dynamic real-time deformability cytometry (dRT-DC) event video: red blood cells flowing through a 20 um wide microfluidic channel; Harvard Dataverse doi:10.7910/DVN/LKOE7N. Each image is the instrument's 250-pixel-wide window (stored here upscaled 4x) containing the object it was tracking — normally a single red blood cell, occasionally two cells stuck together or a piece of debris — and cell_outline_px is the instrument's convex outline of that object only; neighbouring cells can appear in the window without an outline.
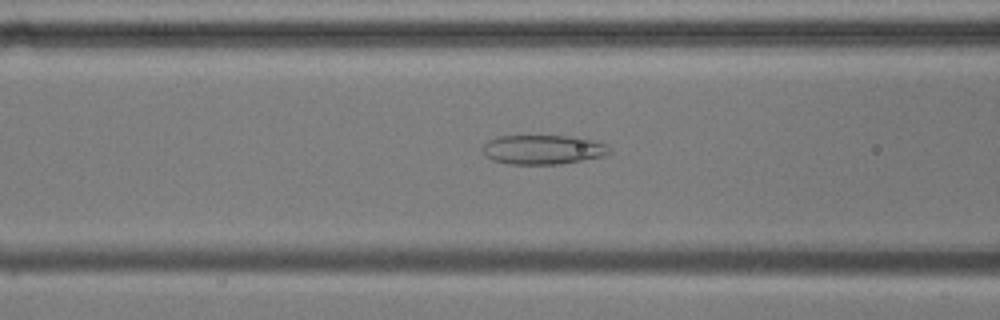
{"species": "common noctule bat (a hibernating species)", "species_latin": "Nyctalus noctula", "temperature_condition": "cold", "stored_images_in_passage": 48, "camera_frame_rate_fps": 3000, "um_per_image_px": 0.085, "animal": {"sex": "male", "body_mass_g": 17.9, "forearm_length_mm": 54.2}, "frame": {"image": 1, "passage_image": 14, "time_ms": 4.333, "image_size_px": [1000, 320], "cell_outline_px": [[612, 152], [604, 156], [560, 164], [508, 164], [492, 160], [484, 156], [484, 144], [488, 140], [500, 136], [564, 136], [588, 140], [608, 144], [612, 148]], "centroid_in_image_um": [46.16, 12.73], "position_along_channel_um": 120.4, "area_um2": 21.62}}
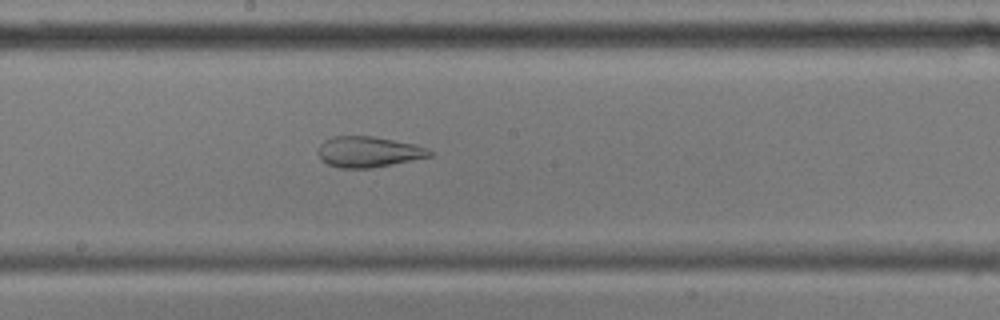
{"frame": {"image": 2, "passage_image": 22, "time_ms": 7.0, "image_size_px": [1000, 320], "cell_outline_px": [[436, 152], [432, 156], [372, 168], [340, 168], [328, 164], [320, 160], [316, 152], [320, 144], [324, 140], [332, 136], [372, 136], [416, 144], [428, 148]], "centroid_in_image_um": [31.32, 12.9], "position_along_channel_um": 216.9, "area_um2": 20.29}}
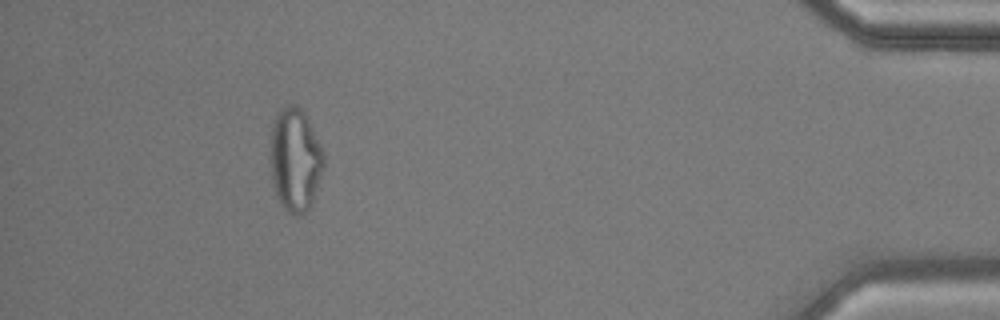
{"frame": {"image": 3, "passage_image": 43, "time_ms": 14.0, "image_size_px": [1000, 320], "cell_outline_px": [[324, 168], [312, 204], [300, 216], [296, 216], [288, 212], [280, 204], [276, 196], [272, 180], [268, 156], [272, 124], [276, 112], [280, 108], [288, 104], [296, 104], [308, 116], [324, 152]], "centroid_in_image_um": [25.07, 13.54], "position_along_channel_um": 410.1, "area_um2": 33.23}, "authors_computed_cell_mechanics": {"area_um2": 29.478, "velocity_mm_per_s": 3.6102, "shape_relaxation_time_tau1_ms": null, "shape_relaxation_time_tau2_ms": 1.7878, "deformation_change_tau1": null, "deformation_change_tau2": 0.0915}}